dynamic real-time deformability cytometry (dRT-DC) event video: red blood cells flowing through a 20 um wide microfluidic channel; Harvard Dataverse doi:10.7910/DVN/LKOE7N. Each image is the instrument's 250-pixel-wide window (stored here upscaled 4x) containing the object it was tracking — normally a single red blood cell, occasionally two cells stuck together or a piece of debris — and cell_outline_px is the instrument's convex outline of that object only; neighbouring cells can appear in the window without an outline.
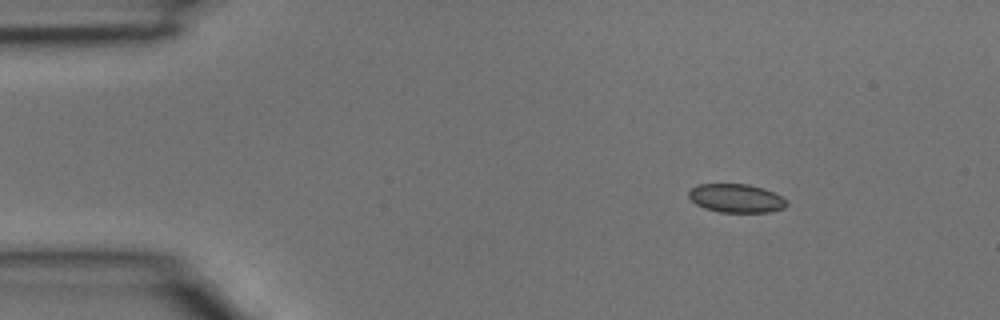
{"species": "common noctule bat (a hibernating species)", "species_latin": "Nyctalus noctula", "temperature_condition": "room temperature", "stored_images_in_passage": 4, "camera_frame_rate_fps": 3000, "um_per_image_px": 0.085, "animal": {"sex": "male", "body_mass_g": 15.6}, "frame": {"image": 1, "passage_image": 1, "time_ms": 0.0, "image_size_px": [1000, 320], "cell_outline_px": [[788, 204], [784, 208], [768, 212], [720, 212], [704, 208], [696, 204], [688, 196], [688, 192], [696, 184], [748, 184], [764, 188], [780, 196]], "centroid_in_image_um": [62.55, 16.85], "position_along_channel_um": 22.5, "area_um2": 16.24}}
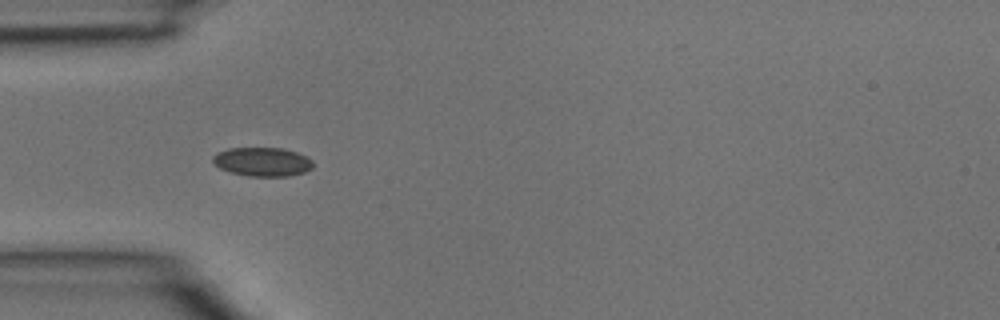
{"frame": {"image": 2, "passage_image": 3, "time_ms": 0.667, "image_size_px": [1000, 320], "cell_outline_px": [[312, 168], [304, 172], [288, 176], [248, 176], [232, 172], [220, 168], [212, 160], [212, 156], [216, 152], [228, 148], [284, 148], [296, 152], [312, 160]], "centroid_in_image_um": [22.28, 13.74], "position_along_channel_um": 62.7, "area_um2": 16.76}}
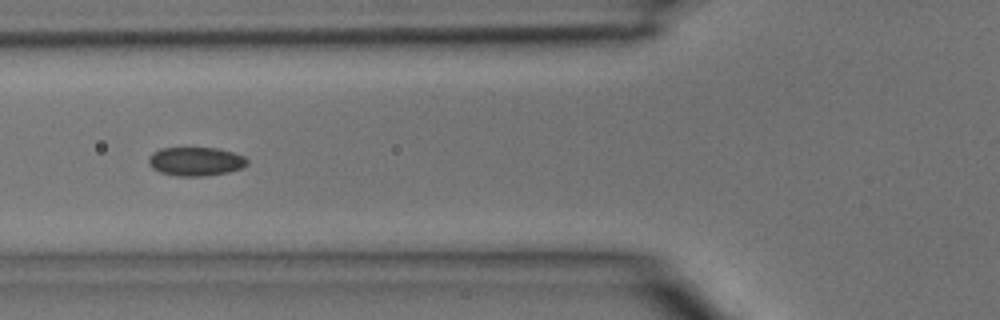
{"frame": {"image": 3, "passage_image": 4, "time_ms": 1.0, "image_size_px": [1000, 320], "cell_outline_px": [[248, 164], [240, 168], [228, 172], [204, 176], [176, 176], [160, 172], [152, 168], [148, 164], [148, 156], [152, 152], [160, 148], [216, 148], [232, 152], [244, 156], [248, 160]], "centroid_in_image_um": [16.6, 13.72], "position_along_channel_um": 109.2, "area_um2": 16.59}}